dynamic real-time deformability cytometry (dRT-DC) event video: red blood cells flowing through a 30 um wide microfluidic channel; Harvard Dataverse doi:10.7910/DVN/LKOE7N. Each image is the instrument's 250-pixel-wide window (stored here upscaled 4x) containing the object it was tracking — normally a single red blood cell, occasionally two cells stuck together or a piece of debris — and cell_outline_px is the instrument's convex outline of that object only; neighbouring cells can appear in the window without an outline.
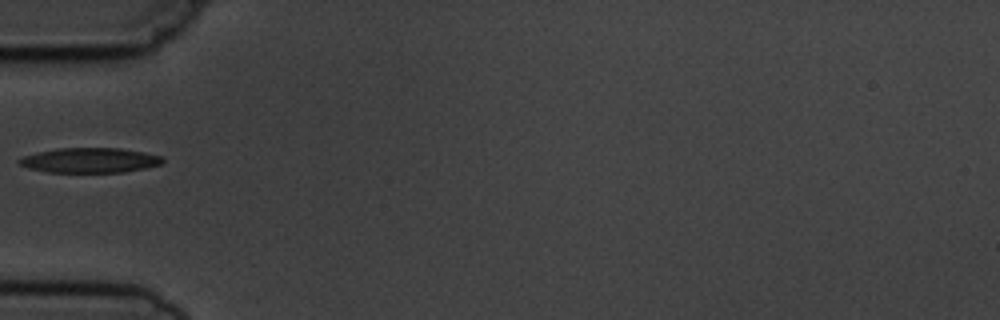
{"species": "common noctule bat (a hibernating species)", "species_latin": "Nyctalus noctula", "temperature_condition": "cold", "stored_images_in_passage": 6, "camera_frame_rate_fps": 3000, "um_per_image_px": 0.085, "animal": {"sex": "male", "body_mass_g": 19.5, "forearm_length_mm": 54.6}, "frame": {"image": 1, "passage_image": 5, "time_ms": 5.333, "image_size_px": [1000, 320], "cell_outline_px": [[164, 160], [160, 164], [144, 168], [124, 172], [48, 172], [28, 168], [20, 164], [16, 160], [24, 156], [36, 152], [56, 148], [120, 148], [144, 152], [164, 156]], "centroid_in_image_um": [7.63, 13.62], "position_along_channel_um": 77.4, "area_um2": 20.87}}
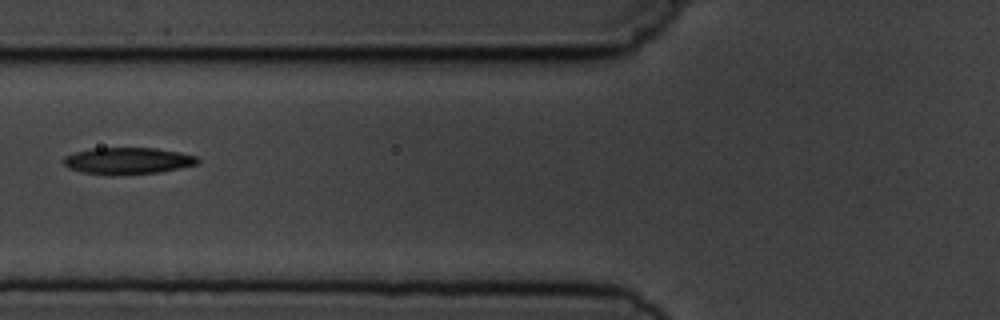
{"frame": {"image": 2, "passage_image": 6, "time_ms": 6.333, "image_size_px": [1000, 320], "cell_outline_px": [[200, 160], [196, 164], [156, 172], [112, 176], [108, 176], [80, 172], [68, 168], [60, 160], [64, 156], [76, 152], [92, 148], [156, 148], [180, 152], [196, 156]], "centroid_in_image_um": [10.77, 13.67], "position_along_channel_um": 115.0, "area_um2": 20.98}}